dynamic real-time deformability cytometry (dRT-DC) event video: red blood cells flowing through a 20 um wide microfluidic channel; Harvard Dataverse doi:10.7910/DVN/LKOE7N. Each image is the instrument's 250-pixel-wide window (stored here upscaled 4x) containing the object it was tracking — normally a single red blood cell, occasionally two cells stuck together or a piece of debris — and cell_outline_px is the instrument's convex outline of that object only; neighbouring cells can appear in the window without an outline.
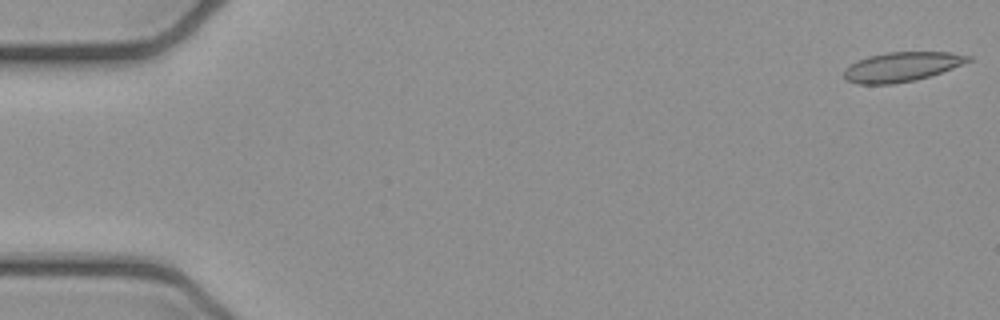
{"species": "common noctule bat (a hibernating species)", "species_latin": "Nyctalus noctula", "temperature_condition": "cold", "stored_images_in_passage": 3, "camera_frame_rate_fps": 3000, "um_per_image_px": 0.085, "animal": {"sex": "female", "body_mass_g": 21.9}, "frame": {"image": 1, "passage_image": 1, "time_ms": 0.0, "image_size_px": [1000, 320], "cell_outline_px": [[972, 60], [952, 68], [916, 80], [892, 84], [856, 84], [848, 80], [844, 76], [844, 68], [868, 56], [888, 52], [948, 52], [972, 56]], "centroid_in_image_um": [76.64, 5.68], "position_along_channel_um": 8.4, "area_um2": 21.1}}